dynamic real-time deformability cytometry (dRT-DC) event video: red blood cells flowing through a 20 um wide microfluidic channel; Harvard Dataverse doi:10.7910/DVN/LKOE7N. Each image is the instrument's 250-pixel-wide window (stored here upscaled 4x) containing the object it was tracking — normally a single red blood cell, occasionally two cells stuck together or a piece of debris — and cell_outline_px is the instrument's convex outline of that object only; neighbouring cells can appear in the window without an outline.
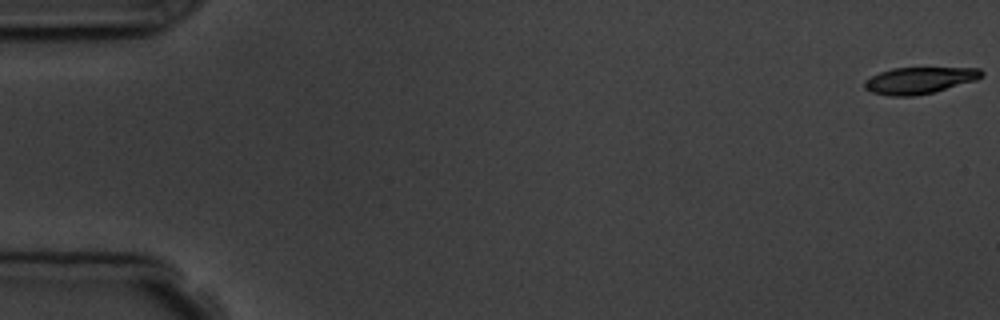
{"species": "common noctule bat (a hibernating species)", "species_latin": "Nyctalus noctula", "temperature_condition": "room temperature", "stored_images_in_passage": 5, "camera_frame_rate_fps": 3000, "um_per_image_px": 0.085, "animal": {"sex": "male", "body_mass_g": 19.5, "forearm_length_mm": 54.6}, "frame": {"image": 1, "passage_image": 1, "time_ms": 0.0, "image_size_px": [1000, 320], "cell_outline_px": [[984, 76], [976, 80], [932, 92], [912, 96], [888, 96], [872, 92], [864, 88], [864, 80], [880, 72], [892, 68], [980, 68], [984, 72]], "centroid_in_image_um": [78.14, 6.83], "position_along_channel_um": 6.9, "area_um2": 18.03}}
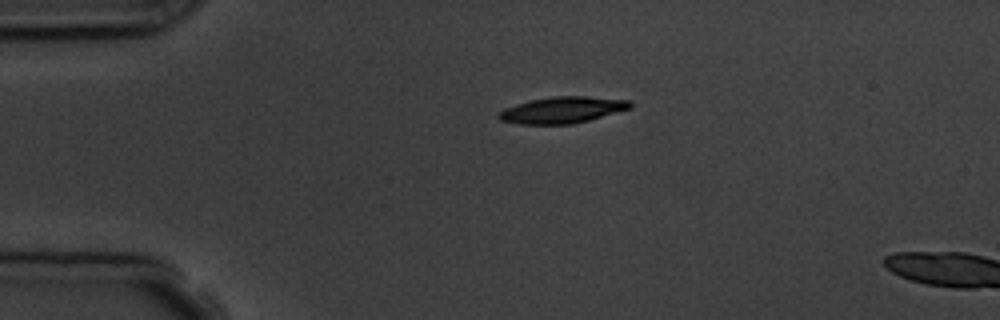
{"frame": {"image": 2, "passage_image": 4, "time_ms": 4.0, "image_size_px": [1000, 320], "cell_outline_px": [[632, 108], [588, 120], [572, 124], [520, 124], [500, 120], [496, 116], [504, 108], [516, 104], [532, 100], [552, 96], [588, 96], [632, 100]], "centroid_in_image_um": [47.82, 9.34], "position_along_channel_um": 37.2, "area_um2": 20.23}}